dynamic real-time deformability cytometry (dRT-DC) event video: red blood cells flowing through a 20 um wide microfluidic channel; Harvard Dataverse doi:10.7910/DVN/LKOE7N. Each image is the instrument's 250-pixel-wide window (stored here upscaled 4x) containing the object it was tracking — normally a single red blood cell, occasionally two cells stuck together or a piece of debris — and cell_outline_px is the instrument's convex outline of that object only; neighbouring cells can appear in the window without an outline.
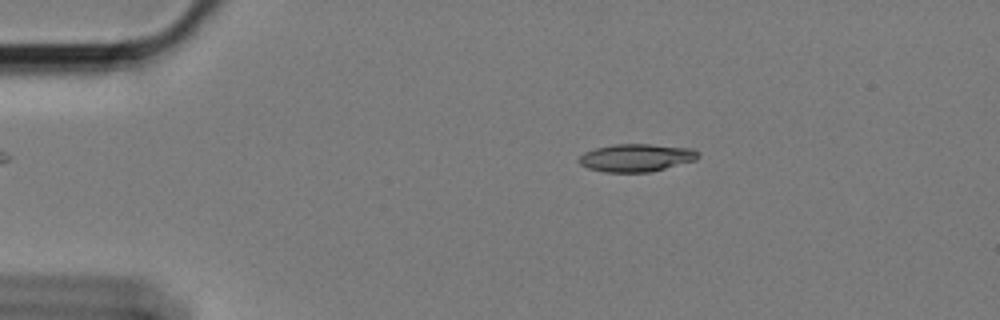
{"species": "Egyptian fruit bat (a non-hibernating species)", "species_latin": "Rousettus aegyptiacus", "temperature_condition": "cold", "stored_images_in_passage": 59, "camera_frame_rate_fps": 3000, "um_per_image_px": 0.085, "animal": {"sex": "female"}, "frame": {"image": 1, "passage_image": 11, "time_ms": 3.333, "image_size_px": [1000, 320], "cell_outline_px": [[700, 156], [696, 160], [648, 172], [604, 172], [588, 168], [580, 164], [576, 160], [584, 152], [596, 148], [612, 144], [652, 144], [692, 148], [700, 152]], "centroid_in_image_um": [54.08, 13.4], "position_along_channel_um": 30.9, "area_um2": 19.36}}
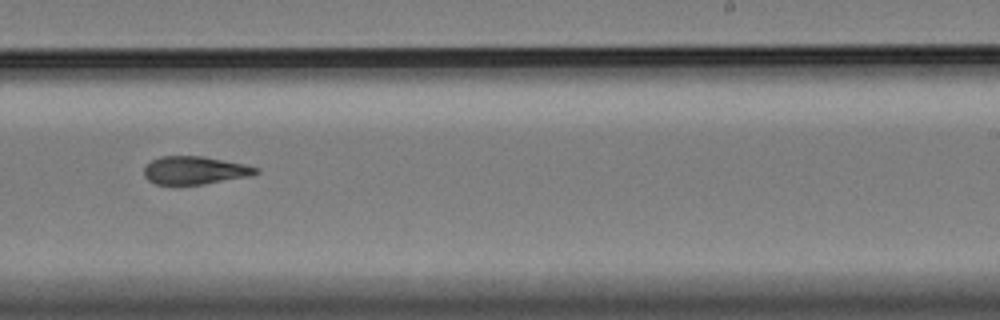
{"frame": {"image": 2, "passage_image": 37, "time_ms": 12.0, "image_size_px": [1000, 320], "cell_outline_px": [[260, 172], [252, 176], [204, 184], [172, 188], [156, 184], [148, 180], [144, 176], [144, 168], [152, 160], [160, 156], [200, 156], [244, 164], [260, 168]], "centroid_in_image_um": [16.53, 14.53], "position_along_channel_um": 272.5, "area_um2": 18.9}}
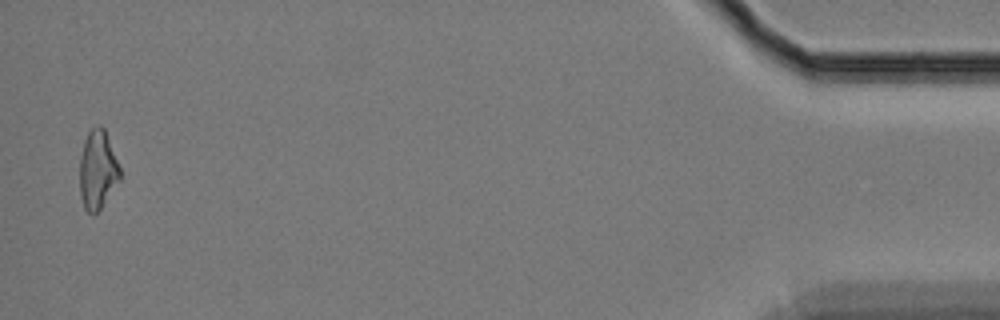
{"frame": {"image": 3, "passage_image": 58, "time_ms": 19.0, "image_size_px": [1000, 320], "cell_outline_px": [[120, 180], [100, 208], [92, 216], [84, 208], [80, 196], [80, 156], [84, 140], [88, 132], [92, 128], [100, 124], [104, 128], [120, 168]], "centroid_in_image_um": [8.28, 14.43], "position_along_channel_um": 426.9, "area_um2": 18.38}, "authors_computed_cell_mechanics": {"area_um2": 19.0162, "velocity_mm_per_s": 3.3847, "shape_relaxation_time_tau1_ms": 7.8696, "shape_relaxation_time_tau2_ms": 5.1906, "deformation_change_tau1": 0.1737, "deformation_change_tau2": 0.1366}}